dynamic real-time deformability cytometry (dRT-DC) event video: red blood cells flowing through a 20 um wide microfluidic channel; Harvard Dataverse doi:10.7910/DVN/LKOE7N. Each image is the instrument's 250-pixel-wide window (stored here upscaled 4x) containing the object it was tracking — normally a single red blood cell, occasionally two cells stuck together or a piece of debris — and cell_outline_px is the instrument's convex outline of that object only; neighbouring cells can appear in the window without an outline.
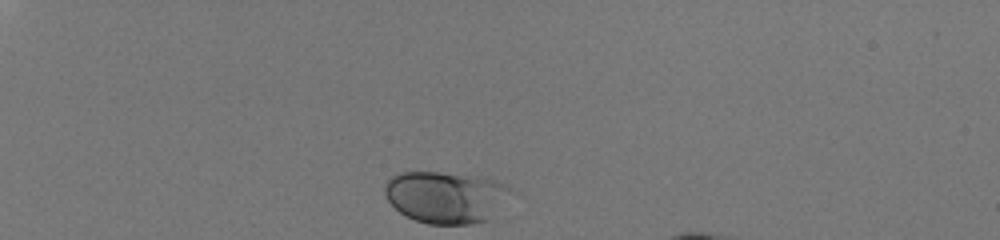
{"species": "human", "species_latin": "Homo sapiens", "temperature_condition": "room temperature", "stored_images_in_passage": 33, "camera_frame_rate_fps": 3000, "um_per_image_px": 0.085, "donor": {"sex": "male"}, "frame": {"image": 1, "passage_image": 1, "time_ms": 0.0, "image_size_px": [1000, 240], "cell_outline_px": [[508, 192], [488, 220], [472, 224], [428, 224], [416, 220], [400, 212], [388, 200], [384, 192], [384, 184], [392, 176], [400, 172], [440, 172], [484, 176], [508, 184]], "centroid_in_image_um": [37.84, 16.73], "position_along_channel_um": 47.2, "area_um2": 37.69}}
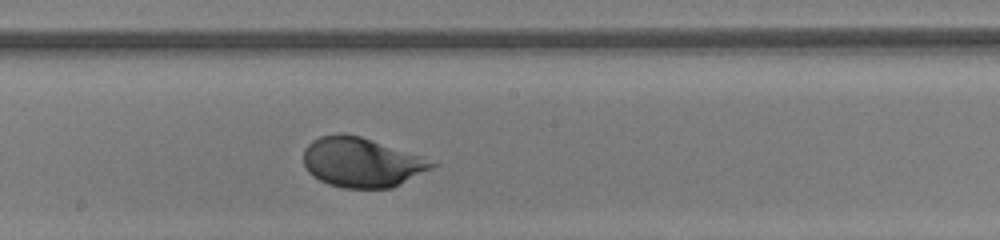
{"frame": {"image": 2, "passage_image": 19, "time_ms": 6.0, "image_size_px": [1000, 240], "cell_outline_px": [[440, 164], [392, 188], [344, 188], [328, 184], [320, 180], [308, 172], [304, 164], [304, 148], [312, 140], [320, 136], [340, 132], [360, 136], [420, 156]], "centroid_in_image_um": [30.7, 13.79], "position_along_channel_um": 217.5, "area_um2": 36.93}}
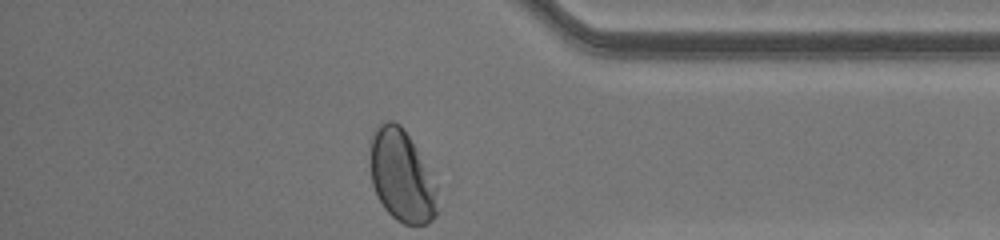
{"frame": {"image": 3, "passage_image": 33, "time_ms": 10.667, "image_size_px": [1000, 240], "cell_outline_px": [[436, 216], [428, 224], [404, 224], [396, 220], [384, 208], [372, 184], [368, 164], [368, 140], [376, 124], [380, 120], [392, 120], [400, 124], [404, 128], [416, 148], [436, 188]], "centroid_in_image_um": [34.04, 14.88], "position_along_channel_um": 401.2, "area_um2": 36.47}, "authors_computed_cell_mechanics": {"area_um2": 37.2232, "velocity_mm_per_s": 4.0792, "shape_relaxation_time_tau1_ms": 2.837, "shape_relaxation_time_tau2_ms": null, "deformation_change_tau1": 0.1586, "deformation_change_tau2": null}}